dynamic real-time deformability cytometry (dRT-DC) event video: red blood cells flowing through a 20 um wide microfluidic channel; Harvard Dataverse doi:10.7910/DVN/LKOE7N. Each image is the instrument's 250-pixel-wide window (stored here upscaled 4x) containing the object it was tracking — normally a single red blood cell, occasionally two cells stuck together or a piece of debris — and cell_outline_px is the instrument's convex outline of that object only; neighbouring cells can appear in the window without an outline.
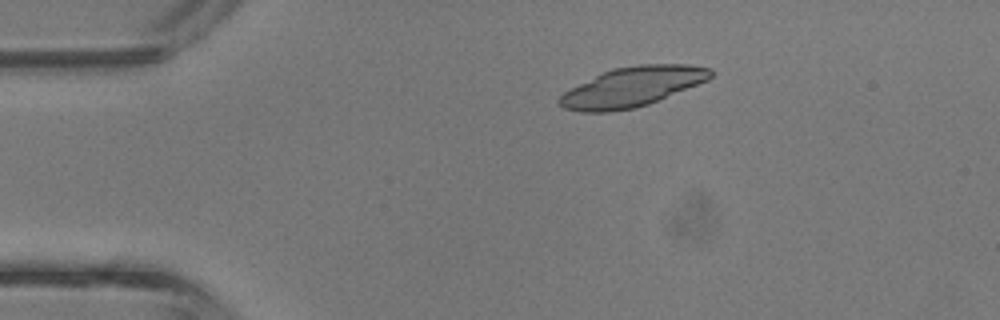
{"species": "common noctule bat (a hibernating species)", "species_latin": "Nyctalus noctula", "temperature_condition": "room temperature", "stored_images_in_passage": 2, "camera_frame_rate_fps": 3000, "um_per_image_px": 0.085, "animal": {"sex": "male", "body_mass_g": 13.3}, "frame": {"image": 1, "passage_image": 1, "time_ms": 0.0, "image_size_px": [1000, 320], "cell_outline_px": [[712, 76], [708, 80], [648, 104], [636, 108], [608, 112], [580, 112], [564, 108], [556, 100], [564, 92], [612, 68], [640, 64], [688, 64], [712, 68]], "centroid_in_image_um": [53.76, 7.38], "position_along_channel_um": 31.2, "area_um2": 34.68}}